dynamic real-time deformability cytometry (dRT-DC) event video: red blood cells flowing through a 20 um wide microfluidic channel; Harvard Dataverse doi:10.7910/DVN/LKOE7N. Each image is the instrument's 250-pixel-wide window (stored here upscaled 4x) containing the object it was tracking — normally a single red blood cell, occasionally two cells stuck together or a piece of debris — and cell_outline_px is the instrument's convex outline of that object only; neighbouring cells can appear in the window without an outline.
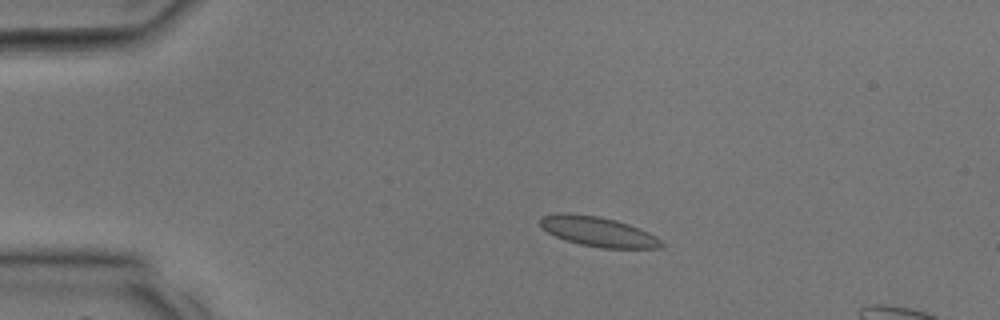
{"species": "common noctule bat (a hibernating species)", "species_latin": "Nyctalus noctula", "temperature_condition": "room temperature", "stored_images_in_passage": 11, "camera_frame_rate_fps": 3000, "um_per_image_px": 0.085, "animal": {"sex": "male", "body_mass_g": 17.9, "forearm_length_mm": 54.2}, "frame": {"image": 1, "passage_image": 7, "time_ms": 2.0, "image_size_px": [1000, 320], "cell_outline_px": [[664, 248], [604, 248], [580, 244], [556, 236], [548, 232], [540, 224], [540, 216], [560, 212], [572, 212], [596, 216], [616, 220], [640, 228], [656, 236], [664, 244]], "centroid_in_image_um": [50.85, 19.67], "position_along_channel_um": 34.2, "area_um2": 21.04}}